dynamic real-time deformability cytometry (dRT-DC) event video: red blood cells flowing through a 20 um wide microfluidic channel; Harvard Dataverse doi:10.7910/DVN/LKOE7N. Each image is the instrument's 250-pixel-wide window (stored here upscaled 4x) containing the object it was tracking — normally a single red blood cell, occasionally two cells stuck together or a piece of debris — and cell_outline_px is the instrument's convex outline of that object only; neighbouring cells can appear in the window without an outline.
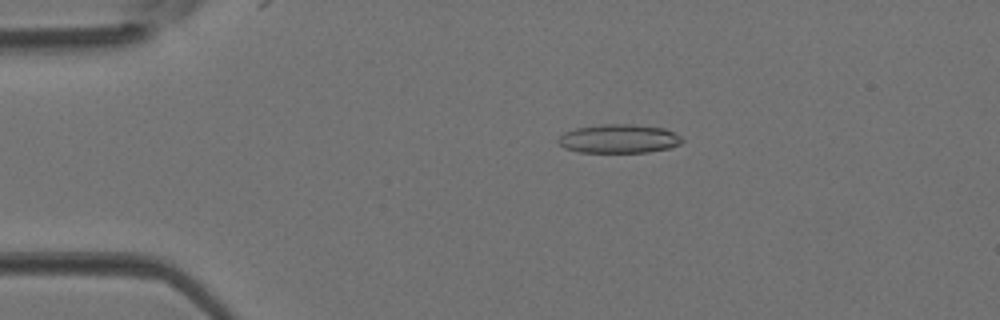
{"species": "Egyptian fruit bat (a non-hibernating species)", "species_latin": "Rousettus aegyptiacus", "temperature_condition": "room temperature", "stored_images_in_passage": 44, "camera_frame_rate_fps": 3000, "um_per_image_px": 0.085, "animal": {"sex": "female"}, "frame": {"image": 1, "passage_image": 9, "time_ms": 2.667, "image_size_px": [1000, 320], "cell_outline_px": [[684, 140], [680, 144], [672, 148], [648, 152], [580, 152], [564, 148], [556, 140], [564, 132], [576, 128], [600, 124], [632, 124], [664, 128], [680, 136]], "centroid_in_image_um": [52.61, 11.79], "position_along_channel_um": 32.4, "area_um2": 20.87}}
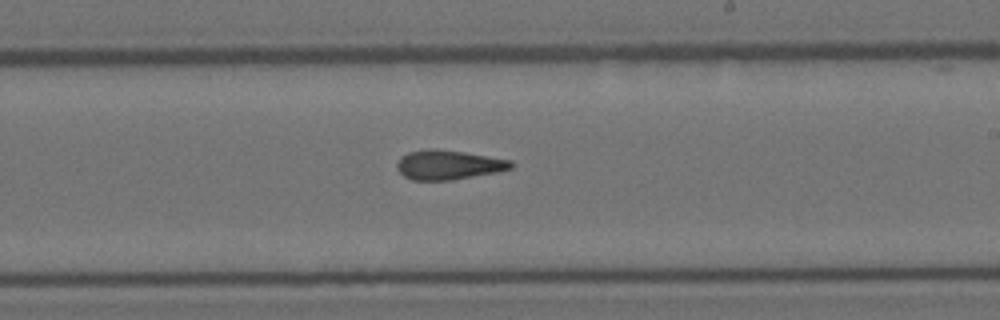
{"frame": {"image": 2, "passage_image": 26, "time_ms": 8.333, "image_size_px": [1000, 320], "cell_outline_px": [[516, 164], [512, 168], [496, 172], [452, 180], [412, 180], [404, 176], [396, 168], [396, 164], [400, 156], [408, 152], [428, 148], [436, 148], [464, 152], [512, 160]], "centroid_in_image_um": [38.1, 14.0], "position_along_channel_um": 250.9, "area_um2": 19.77}}
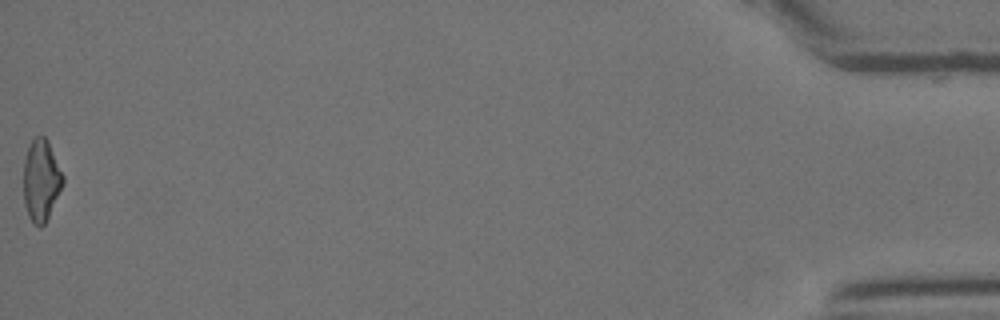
{"frame": {"image": 3, "passage_image": 44, "time_ms": 14.333, "image_size_px": [1000, 320], "cell_outline_px": [[64, 184], [44, 224], [40, 228], [32, 224], [28, 216], [24, 204], [24, 160], [28, 148], [32, 140], [36, 136], [44, 136], [48, 140], [64, 176]], "centroid_in_image_um": [3.5, 15.34], "position_along_channel_um": 431.7, "area_um2": 18.79}}